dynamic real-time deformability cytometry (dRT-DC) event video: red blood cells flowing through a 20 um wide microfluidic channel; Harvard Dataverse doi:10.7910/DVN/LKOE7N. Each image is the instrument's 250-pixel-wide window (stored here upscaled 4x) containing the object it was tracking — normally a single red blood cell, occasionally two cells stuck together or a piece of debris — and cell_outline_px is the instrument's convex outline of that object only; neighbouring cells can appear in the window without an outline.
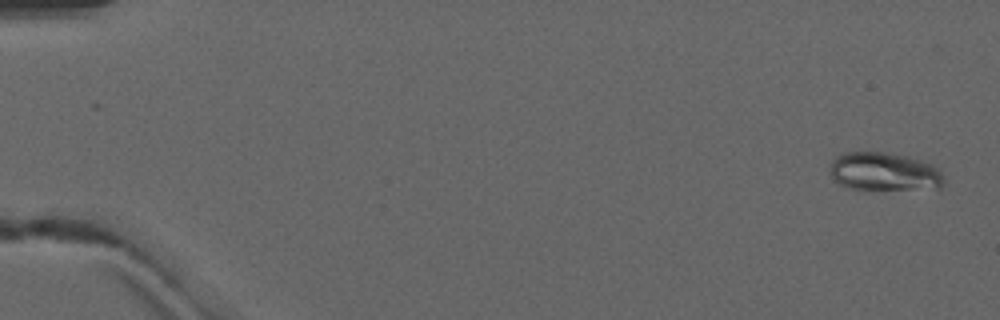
{"species": "common noctule bat (a hibernating species)", "species_latin": "Nyctalus noctula", "temperature_condition": "warm", "stored_images_in_passage": 4, "camera_frame_rate_fps": 3000, "um_per_image_px": 0.085, "animal": {"sex": "male", "forearm_length_mm": 52.5}, "frame": {"image": 1, "passage_image": 1, "time_ms": 0.0, "image_size_px": [1000, 320], "cell_outline_px": [[944, 184], [940, 188], [848, 188], [832, 180], [832, 160], [840, 152], [888, 152], [908, 156], [932, 164], [940, 168], [944, 176]], "centroid_in_image_um": [75.18, 14.56], "position_along_channel_um": 9.8, "area_um2": 25.32}}